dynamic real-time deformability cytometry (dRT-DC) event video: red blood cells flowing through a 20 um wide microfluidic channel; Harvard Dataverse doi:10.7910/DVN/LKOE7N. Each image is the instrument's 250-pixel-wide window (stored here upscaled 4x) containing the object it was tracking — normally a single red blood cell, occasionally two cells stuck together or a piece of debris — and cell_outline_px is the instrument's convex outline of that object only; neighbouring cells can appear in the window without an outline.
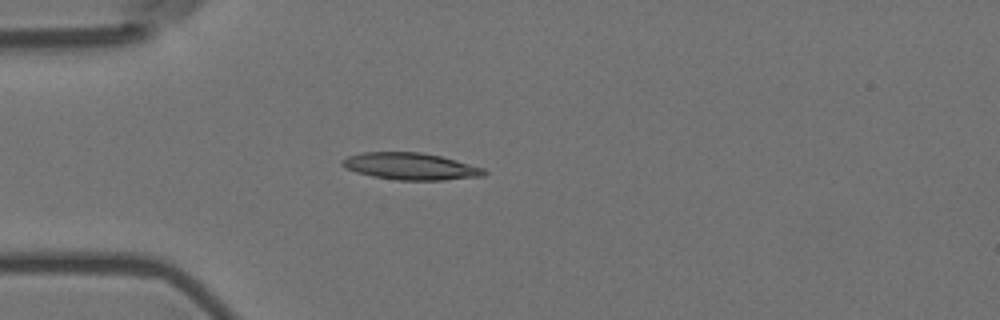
{"species": "Egyptian fruit bat (a non-hibernating species)", "species_latin": "Rousettus aegyptiacus", "temperature_condition": "room temperature", "stored_images_in_passage": 9, "camera_frame_rate_fps": 3000, "um_per_image_px": 0.085, "animal": {"sex": "female"}, "frame": {"image": 1, "passage_image": 2, "time_ms": 0.333, "image_size_px": [1000, 320], "cell_outline_px": [[488, 172], [484, 176], [444, 180], [396, 180], [372, 176], [356, 172], [344, 168], [340, 164], [340, 160], [348, 156], [360, 152], [420, 152], [440, 156], [456, 160], [484, 168]], "centroid_in_image_um": [34.87, 14.14], "position_along_channel_um": 50.1, "area_um2": 22.43}}
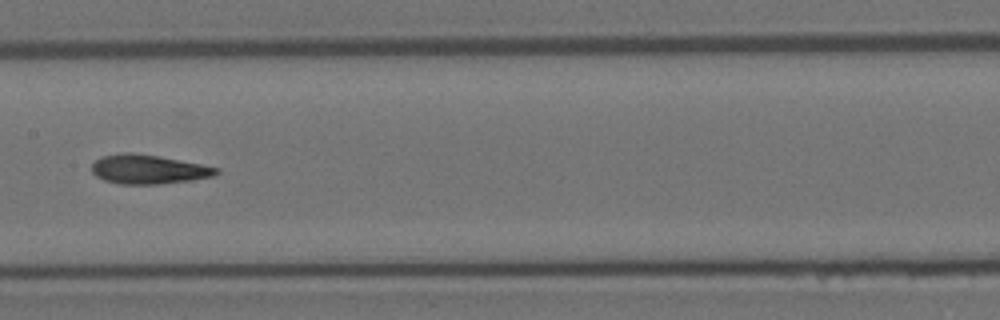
{"frame": {"image": 2, "passage_image": 6, "time_ms": 1.667, "image_size_px": [1000, 320], "cell_outline_px": [[220, 172], [212, 176], [192, 180], [160, 184], [120, 184], [104, 180], [96, 176], [92, 172], [92, 164], [100, 156], [124, 152], [128, 152], [156, 156], [200, 164], [220, 168]], "centroid_in_image_um": [12.59, 14.4], "position_along_channel_um": 194.8, "area_um2": 21.04}}
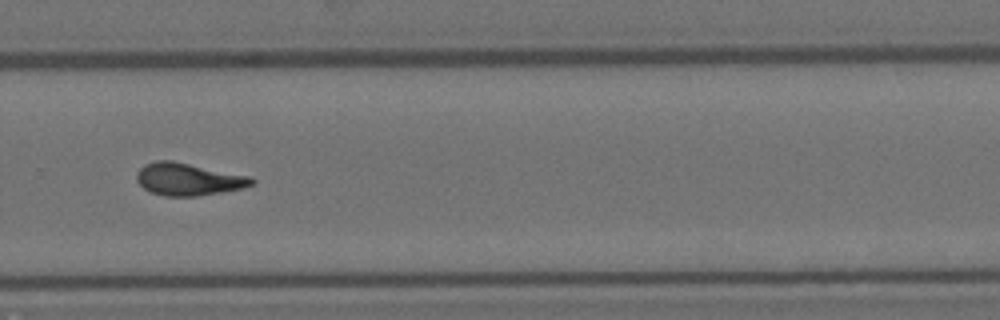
{"frame": {"image": 3, "passage_image": 9, "time_ms": 2.667, "image_size_px": [1000, 320], "cell_outline_px": [[256, 184], [244, 188], [196, 196], [164, 196], [152, 192], [144, 188], [136, 180], [136, 172], [144, 164], [156, 160], [172, 160], [252, 176], [256, 180]], "centroid_in_image_um": [16.04, 15.22], "position_along_channel_um": 313.8, "area_um2": 21.96}}